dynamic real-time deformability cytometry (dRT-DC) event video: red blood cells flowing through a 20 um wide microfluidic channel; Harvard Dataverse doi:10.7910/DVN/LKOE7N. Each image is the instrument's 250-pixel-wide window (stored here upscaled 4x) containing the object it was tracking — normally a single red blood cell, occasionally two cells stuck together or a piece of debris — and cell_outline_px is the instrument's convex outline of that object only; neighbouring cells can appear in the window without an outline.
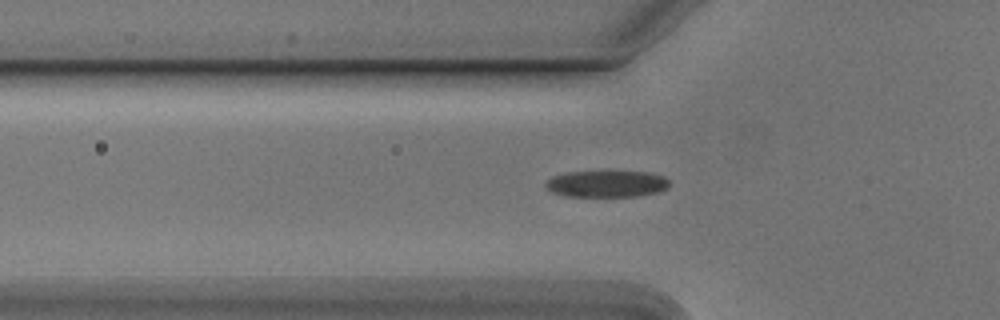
{"species": "Egyptian fruit bat (a non-hibernating species)", "species_latin": "Rousettus aegyptiacus", "temperature_condition": "cold", "stored_images_in_passage": 53, "camera_frame_rate_fps": 3000, "um_per_image_px": 0.085, "animal": {"sex": "male"}, "frame": {"image": 1, "passage_image": 17, "time_ms": 5.333, "image_size_px": [1000, 320], "cell_outline_px": [[668, 188], [660, 192], [640, 196], [564, 196], [552, 192], [544, 184], [552, 176], [564, 172], [652, 172], [664, 176], [668, 180]], "centroid_in_image_um": [51.59, 15.63], "position_along_channel_um": 74.2, "area_um2": 19.25}}
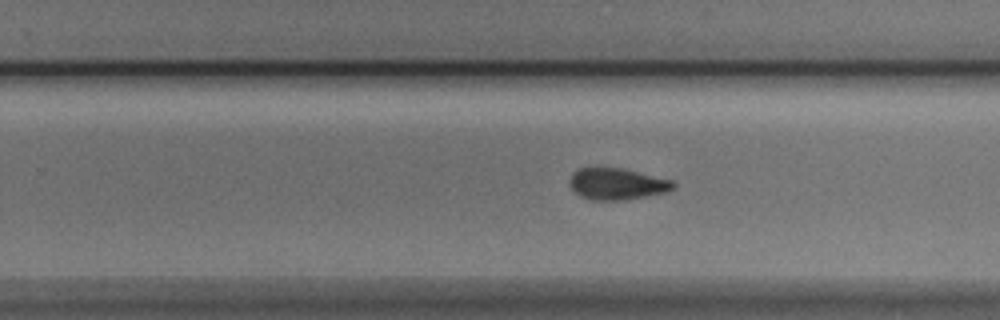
{"frame": {"image": 2, "passage_image": 33, "time_ms": 10.667, "image_size_px": [1000, 320], "cell_outline_px": [[676, 188], [668, 192], [624, 200], [592, 200], [580, 196], [568, 184], [568, 180], [572, 172], [580, 168], [620, 168], [672, 180], [676, 184]], "centroid_in_image_um": [52.44, 15.64], "position_along_channel_um": 277.4, "area_um2": 19.07}}
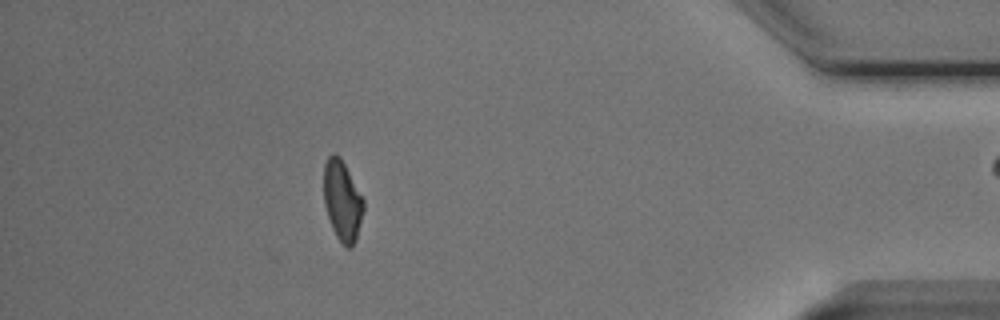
{"frame": {"image": 3, "passage_image": 47, "time_ms": 15.333, "image_size_px": [1000, 320], "cell_outline_px": [[364, 208], [356, 240], [352, 248], [348, 248], [336, 236], [332, 228], [324, 204], [324, 164], [328, 156], [332, 152], [340, 156], [364, 200]], "centroid_in_image_um": [29.09, 17.05], "position_along_channel_um": 406.1, "area_um2": 18.5}}